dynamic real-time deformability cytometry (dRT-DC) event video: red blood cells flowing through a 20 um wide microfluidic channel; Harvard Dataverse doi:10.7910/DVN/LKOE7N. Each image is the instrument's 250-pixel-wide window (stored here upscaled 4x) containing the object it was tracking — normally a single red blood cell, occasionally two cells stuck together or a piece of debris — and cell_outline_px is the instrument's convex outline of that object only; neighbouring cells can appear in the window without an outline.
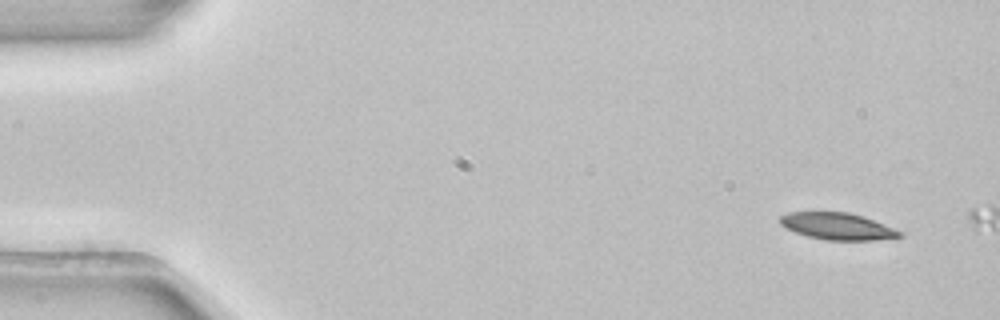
{"species": "common noctule bat (a hibernating species)", "species_latin": "Nyctalus noctula", "temperature_condition": "room temperature", "stored_images_in_passage": 2, "segment_of_instrument_passage": [1, 2], "camera_frame_rate_fps": 3000, "um_per_image_px": 0.085, "animal": {"sex": "female", "body_mass_g": 22.7, "forearm_length_mm": 54.2}, "frame": {"image": 1, "passage_image": 1, "time_ms": 0.0, "image_size_px": [1000, 320], "cell_outline_px": [[904, 236], [872, 240], [824, 240], [808, 236], [784, 228], [780, 224], [780, 216], [788, 212], [848, 212], [864, 216], [904, 232]], "centroid_in_image_um": [71.19, 19.23], "position_along_channel_um": 13.8, "area_um2": 18.79}}